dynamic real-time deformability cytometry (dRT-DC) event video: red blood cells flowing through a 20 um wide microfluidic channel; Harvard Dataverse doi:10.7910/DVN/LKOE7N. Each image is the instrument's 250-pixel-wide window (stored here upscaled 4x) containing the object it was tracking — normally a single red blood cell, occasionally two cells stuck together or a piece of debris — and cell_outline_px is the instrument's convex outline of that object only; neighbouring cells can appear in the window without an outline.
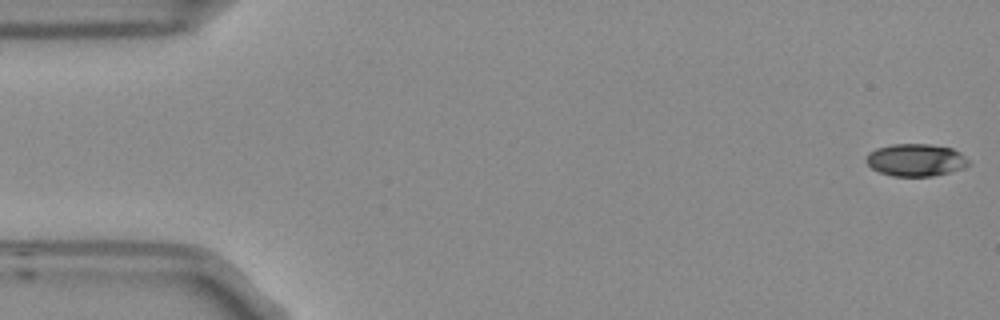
{"species": "Egyptian fruit bat (a non-hibernating species)", "species_latin": "Rousettus aegyptiacus", "temperature_condition": "room temperature", "stored_images_in_passage": 5, "camera_frame_rate_fps": 3000, "um_per_image_px": 0.085, "frame": {"image": 1, "passage_image": 1, "time_ms": 0.0, "image_size_px": [1000, 320], "cell_outline_px": [[972, 164], [964, 168], [932, 176], [892, 176], [880, 172], [872, 168], [864, 160], [868, 152], [876, 148], [892, 144], [928, 144], [952, 148], [960, 152]], "centroid_in_image_um": [77.83, 13.59], "position_along_channel_um": 7.2, "area_um2": 19.42}}
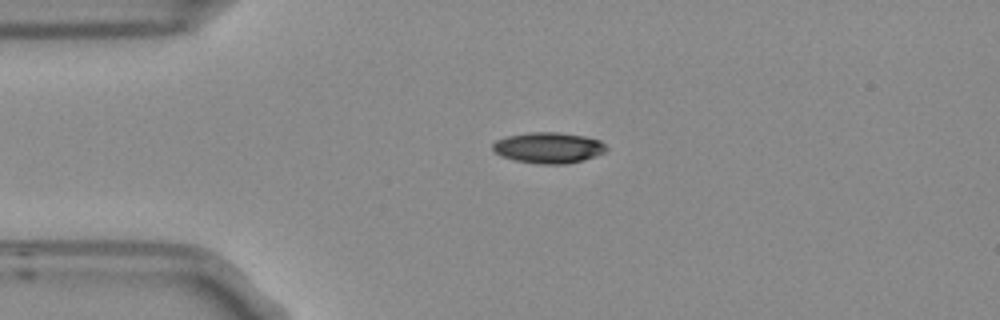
{"frame": {"image": 2, "passage_image": 4, "time_ms": 1.0, "image_size_px": [1000, 320], "cell_outline_px": [[608, 148], [604, 152], [596, 156], [584, 160], [564, 164], [540, 164], [516, 160], [500, 156], [492, 152], [492, 144], [496, 140], [504, 136], [528, 132], [556, 132], [584, 136], [600, 140]], "centroid_in_image_um": [46.58, 12.55], "position_along_channel_um": 38.4, "area_um2": 20.63}}
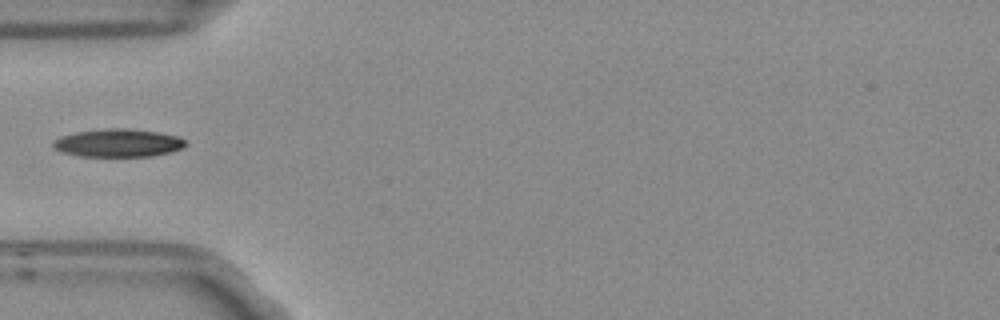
{"frame": {"image": 3, "passage_image": 5, "time_ms": 1.333, "image_size_px": [1000, 320], "cell_outline_px": [[188, 144], [172, 152], [152, 156], [80, 156], [64, 152], [56, 148], [52, 144], [52, 140], [60, 136], [76, 132], [104, 128], [128, 128], [160, 132], [176, 136], [184, 140]], "centroid_in_image_um": [10.05, 12.14], "position_along_channel_um": 75.0, "area_um2": 21.62}}